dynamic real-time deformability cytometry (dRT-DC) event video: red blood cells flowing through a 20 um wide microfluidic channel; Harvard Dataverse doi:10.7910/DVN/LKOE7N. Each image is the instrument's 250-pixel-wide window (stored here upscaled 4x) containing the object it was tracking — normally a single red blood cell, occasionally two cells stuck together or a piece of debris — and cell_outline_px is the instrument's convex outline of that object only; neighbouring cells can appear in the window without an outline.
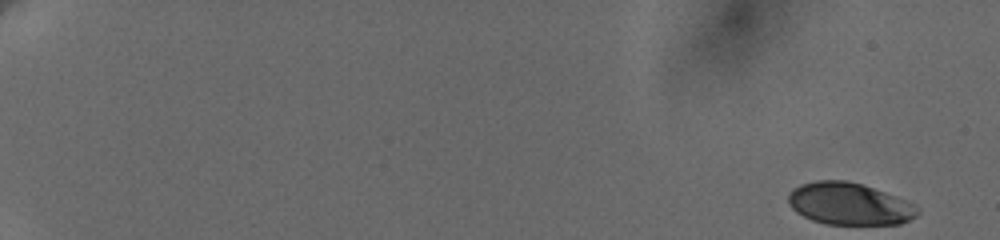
{"species": "human", "species_latin": "Homo sapiens", "temperature_condition": "cold", "stored_images_in_passage": 58, "camera_frame_rate_fps": 3000, "um_per_image_px": 0.085, "donor": {"sex": "female"}, "frame": {"image": 1, "passage_image": 1, "time_ms": 0.0, "image_size_px": [1000, 240], "cell_outline_px": [[920, 212], [916, 216], [900, 224], [828, 224], [812, 220], [796, 212], [788, 204], [788, 192], [792, 188], [800, 184], [816, 180], [844, 180], [860, 184], [908, 200], [916, 204], [920, 208]], "centroid_in_image_um": [72.19, 17.32], "position_along_channel_um": 12.8, "area_um2": 31.85}}
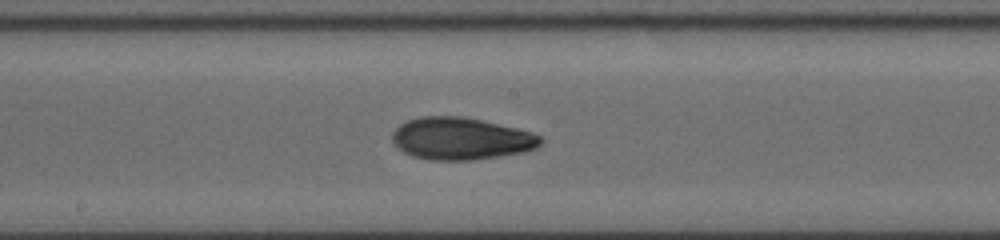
{"frame": {"image": 2, "passage_image": 34, "time_ms": 11.0, "image_size_px": [1000, 240], "cell_outline_px": [[544, 140], [536, 148], [520, 152], [472, 160], [432, 160], [412, 156], [404, 152], [392, 140], [392, 132], [400, 124], [408, 120], [420, 116], [464, 116], [516, 128], [532, 132], [540, 136]], "centroid_in_image_um": [39.17, 11.77], "position_along_channel_um": 209.0, "area_um2": 36.24}}
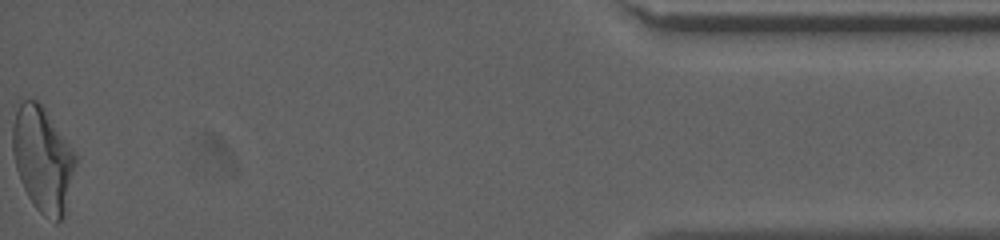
{"frame": {"image": 3, "passage_image": 58, "time_ms": 19.0, "image_size_px": [1000, 240], "cell_outline_px": [[76, 164], [64, 216], [56, 224], [44, 216], [36, 208], [28, 196], [20, 180], [16, 168], [12, 152], [12, 124], [20, 96], [36, 100], [44, 108], [76, 152]], "centroid_in_image_um": [3.62, 13.5], "position_along_channel_um": 431.6, "area_um2": 38.96}, "authors_computed_cell_mechanics": {"area_um2": 34.8823, "velocity_mm_per_s": 3.6632, "shape_relaxation_time_tau1_ms": 5.03, "shape_relaxation_time_tau2_ms": 2.5703, "deformation_change_tau1": 0.1529, "deformation_change_tau2": 0.0855}}